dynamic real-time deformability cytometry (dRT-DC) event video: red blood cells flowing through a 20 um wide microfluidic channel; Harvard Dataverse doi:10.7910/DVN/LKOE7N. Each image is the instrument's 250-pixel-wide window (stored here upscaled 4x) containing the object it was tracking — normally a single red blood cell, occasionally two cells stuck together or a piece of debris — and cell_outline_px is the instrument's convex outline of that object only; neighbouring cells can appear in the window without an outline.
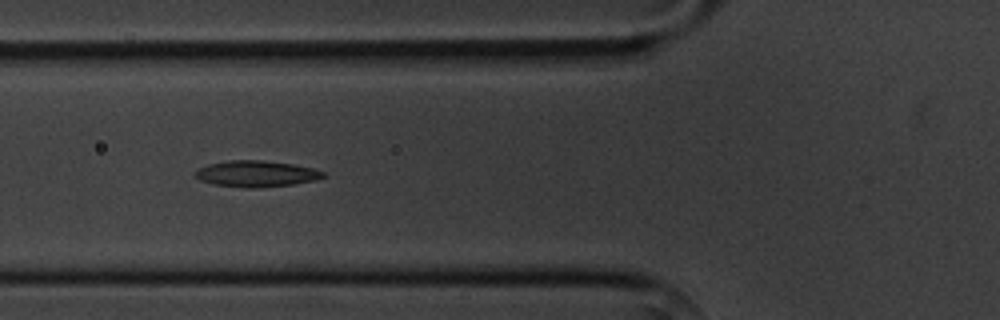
{"species": "common noctule bat (a hibernating species)", "species_latin": "Nyctalus noctula", "temperature_condition": "cold", "stored_images_in_passage": 8, "camera_frame_rate_fps": 3000, "um_per_image_px": 0.085, "animal": {"sex": "male", "body_mass_g": 20.1, "forearm_length_mm": 53.5}, "frame": {"image": 1, "passage_image": 5, "time_ms": 4.667, "image_size_px": [1000, 320], "cell_outline_px": [[328, 176], [316, 180], [292, 184], [260, 188], [248, 188], [212, 184], [200, 180], [192, 172], [196, 168], [208, 164], [228, 160], [260, 160], [292, 164], [312, 168], [324, 172]], "centroid_in_image_um": [21.75, 14.77], "position_along_channel_um": 104.0, "area_um2": 19.71}}
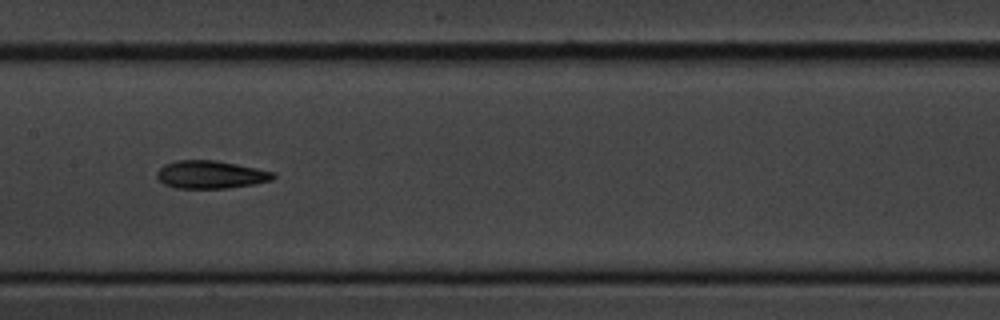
{"frame": {"image": 2, "passage_image": 7, "time_ms": 7.0, "image_size_px": [1000, 320], "cell_outline_px": [[276, 176], [272, 180], [256, 184], [228, 188], [176, 188], [164, 184], [156, 176], [156, 172], [164, 164], [176, 160], [216, 160], [276, 172]], "centroid_in_image_um": [17.92, 14.84], "position_along_channel_um": 189.5, "area_um2": 19.02}}
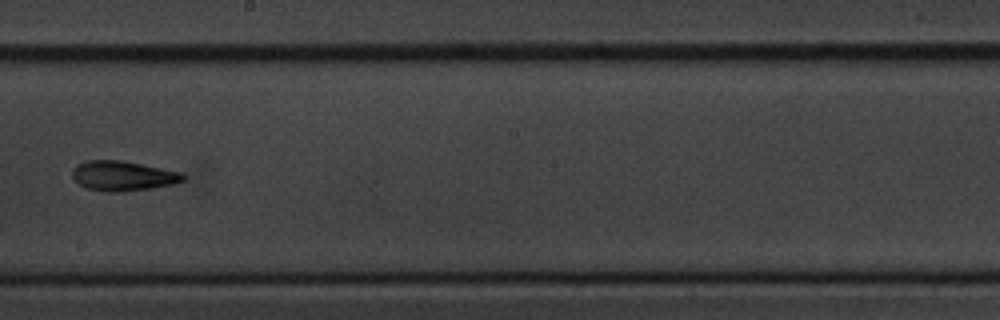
{"frame": {"image": 3, "passage_image": 8, "time_ms": 8.333, "image_size_px": [1000, 320], "cell_outline_px": [[184, 180], [172, 184], [152, 188], [120, 192], [108, 192], [88, 188], [80, 184], [72, 176], [72, 168], [76, 164], [88, 160], [120, 160], [180, 172], [184, 176]], "centroid_in_image_um": [10.4, 14.95], "position_along_channel_um": 237.8, "area_um2": 19.02}}